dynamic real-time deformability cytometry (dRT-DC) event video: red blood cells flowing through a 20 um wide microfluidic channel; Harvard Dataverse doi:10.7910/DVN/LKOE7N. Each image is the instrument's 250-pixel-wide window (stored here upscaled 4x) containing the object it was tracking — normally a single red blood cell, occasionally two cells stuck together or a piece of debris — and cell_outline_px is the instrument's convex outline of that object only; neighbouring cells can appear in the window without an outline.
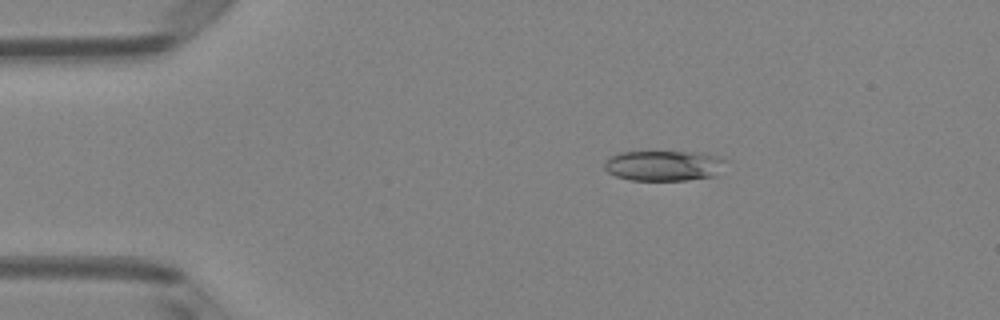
{"species": "Egyptian fruit bat (a non-hibernating species)", "species_latin": "Rousettus aegyptiacus", "temperature_condition": "room temperature", "stored_images_in_passage": 3, "camera_frame_rate_fps": 3000, "um_per_image_px": 0.085, "animal": {"sex": "female"}, "frame": {"image": 1, "passage_image": 1, "time_ms": 0.0, "image_size_px": [1000, 320], "cell_outline_px": [[728, 160], [716, 176], [684, 180], [628, 180], [616, 176], [608, 172], [604, 168], [604, 160], [608, 156], [620, 152], [704, 152], [724, 156]], "centroid_in_image_um": [56.46, 14.06], "position_along_channel_um": 28.5, "area_um2": 21.96}}
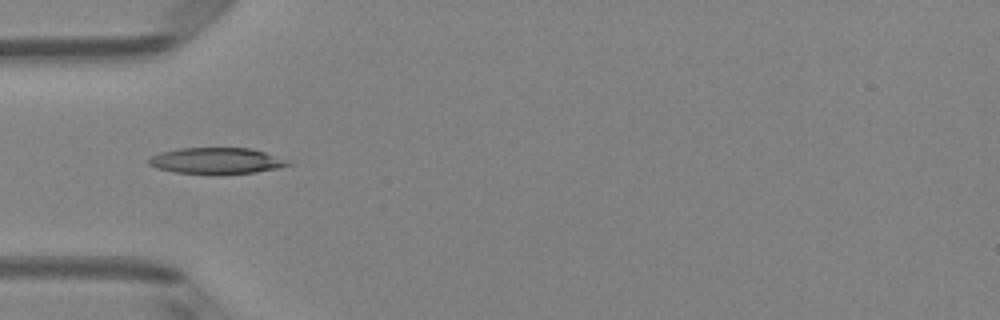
{"frame": {"image": 2, "passage_image": 3, "time_ms": 0.667, "image_size_px": [1000, 320], "cell_outline_px": [[292, 164], [276, 168], [256, 172], [224, 176], [208, 176], [176, 172], [156, 168], [148, 164], [148, 160], [152, 156], [160, 152], [180, 148], [252, 148], [288, 160]], "centroid_in_image_um": [18.38, 13.7], "position_along_channel_um": 66.6, "area_um2": 21.85}}